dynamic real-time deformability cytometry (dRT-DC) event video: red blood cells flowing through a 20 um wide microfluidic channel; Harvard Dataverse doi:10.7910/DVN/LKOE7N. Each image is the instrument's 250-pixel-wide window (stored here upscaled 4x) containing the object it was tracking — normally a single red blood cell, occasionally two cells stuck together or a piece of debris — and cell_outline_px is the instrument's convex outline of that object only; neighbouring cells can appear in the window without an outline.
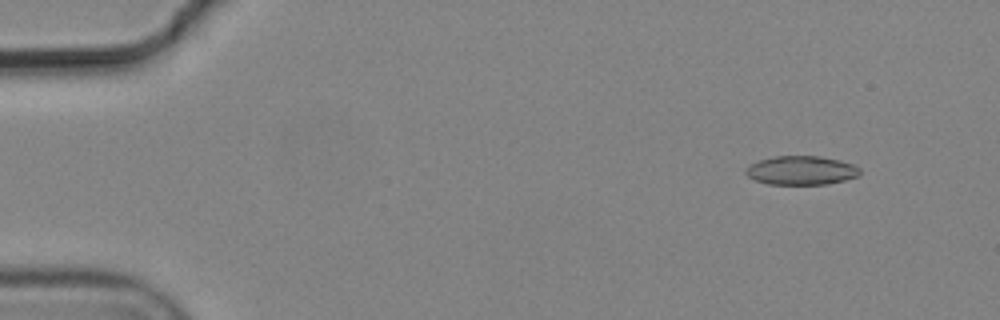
{"species": "common noctule bat (a hibernating species)", "species_latin": "Nyctalus noctula", "temperature_condition": "cold", "stored_images_in_passage": 5, "camera_frame_rate_fps": 3000, "um_per_image_px": 0.085, "animal": {"sex": "male", "body_mass_g": 19.2, "forearm_length_mm": 51.8}, "frame": {"image": 1, "passage_image": 2, "time_ms": 0.333, "image_size_px": [1000, 320], "cell_outline_px": [[860, 172], [856, 176], [844, 180], [828, 184], [768, 184], [756, 180], [748, 176], [744, 172], [744, 168], [760, 160], [772, 156], [820, 156], [840, 160], [852, 164], [860, 168]], "centroid_in_image_um": [68.09, 14.48], "position_along_channel_um": 16.9, "area_um2": 19.13}}